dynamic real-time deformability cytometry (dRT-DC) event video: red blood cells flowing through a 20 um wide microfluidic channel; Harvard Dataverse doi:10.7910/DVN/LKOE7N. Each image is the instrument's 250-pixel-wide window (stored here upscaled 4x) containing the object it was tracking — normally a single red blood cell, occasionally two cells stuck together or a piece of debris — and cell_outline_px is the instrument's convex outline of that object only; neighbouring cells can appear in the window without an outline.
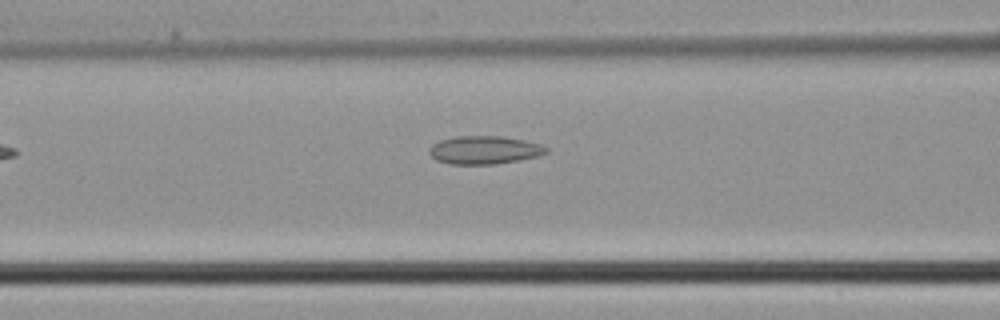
{"species": "common noctule bat (a hibernating species)", "species_latin": "Nyctalus noctula", "temperature_condition": "cold", "stored_images_in_passage": 4, "camera_frame_rate_fps": 3000, "um_per_image_px": 0.085, "animal": {"sex": "male", "body_mass_g": 21.5, "forearm_length_mm": 52.0}, "frame": {"image": 1, "passage_image": 3, "time_ms": 0.667, "image_size_px": [1000, 320], "cell_outline_px": [[548, 152], [536, 156], [520, 160], [496, 164], [452, 164], [436, 160], [428, 152], [428, 148], [432, 144], [440, 140], [456, 136], [500, 136], [524, 140], [540, 144], [548, 148]], "centroid_in_image_um": [41.15, 12.75], "position_along_channel_um": 125.5, "area_um2": 19.19}}